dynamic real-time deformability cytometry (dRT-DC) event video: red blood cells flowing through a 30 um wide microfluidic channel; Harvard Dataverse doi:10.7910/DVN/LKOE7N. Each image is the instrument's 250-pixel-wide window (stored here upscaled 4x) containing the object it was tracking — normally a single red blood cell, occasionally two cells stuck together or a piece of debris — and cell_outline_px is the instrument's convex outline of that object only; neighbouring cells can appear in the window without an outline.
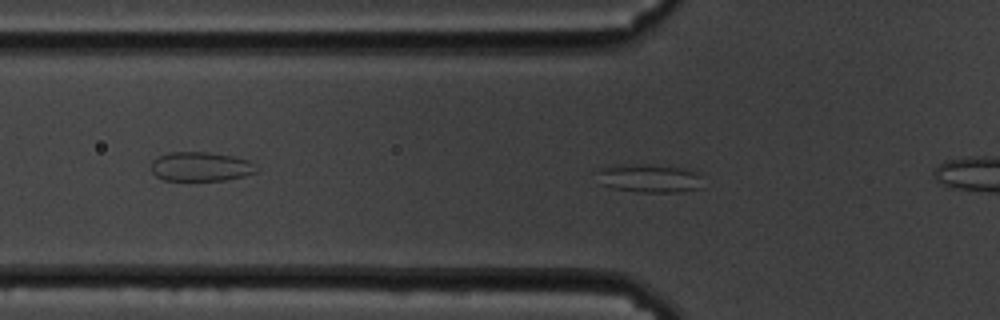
{"species": "common noctule bat (a hibernating species)", "species_latin": "Nyctalus noctula", "temperature_condition": "cold", "stored_images_in_passage": 53, "camera_frame_rate_fps": 3000, "um_per_image_px": 0.085, "animal": {"sex": "male", "body_mass_g": 19.5, "forearm_length_mm": 54.6}, "frame": {"image": 1, "passage_image": 17, "time_ms": 5.333, "image_size_px": [1000, 320], "cell_outline_px": [[704, 188], [680, 192], [640, 192], [612, 188], [596, 184], [600, 168], [624, 164], [648, 164], [680, 168], [696, 172], [700, 176]], "centroid_in_image_um": [55.17, 15.17], "position_along_channel_um": 70.6, "area_um2": 17.74}}
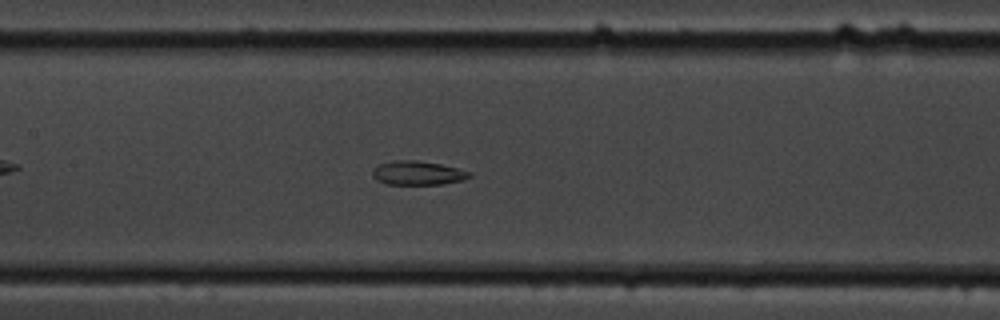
{"frame": {"image": 2, "passage_image": 26, "time_ms": 8.333, "image_size_px": [1000, 320], "cell_outline_px": [[472, 176], [464, 180], [440, 184], [384, 184], [376, 180], [372, 176], [372, 168], [380, 164], [392, 160], [416, 160], [440, 164], [456, 168], [468, 172]], "centroid_in_image_um": [35.44, 14.7], "position_along_channel_um": 172.0, "area_um2": 13.53}}
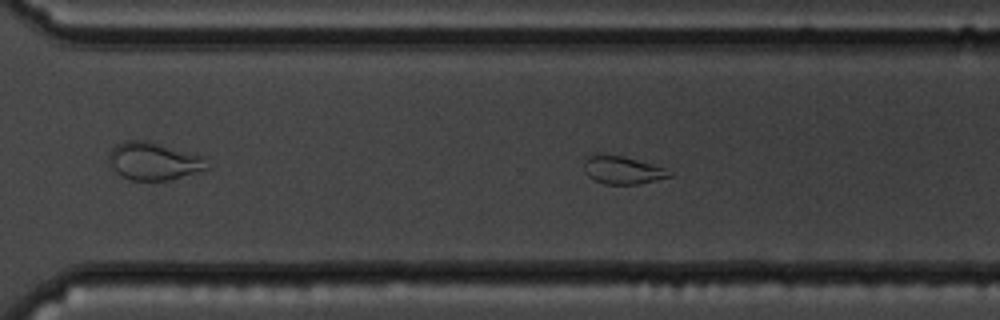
{"frame": {"image": 3, "passage_image": 39, "time_ms": 12.667, "image_size_px": [1000, 320], "cell_outline_px": [[672, 176], [640, 184], [604, 184], [592, 180], [588, 176], [584, 164], [584, 156], [596, 152], [600, 152], [620, 156], [652, 164], [664, 168], [672, 172]], "centroid_in_image_um": [52.85, 14.44], "position_along_channel_um": 317.8, "area_um2": 14.1}, "authors_computed_cell_mechanics": {"area_um2": 17.7446, "velocity_mm_per_s": 3.3802, "shape_relaxation_time_tau1_ms": null, "shape_relaxation_time_tau2_ms": 3.7959, "deformation_change_tau1": null, "deformation_change_tau2": 0.0918}}